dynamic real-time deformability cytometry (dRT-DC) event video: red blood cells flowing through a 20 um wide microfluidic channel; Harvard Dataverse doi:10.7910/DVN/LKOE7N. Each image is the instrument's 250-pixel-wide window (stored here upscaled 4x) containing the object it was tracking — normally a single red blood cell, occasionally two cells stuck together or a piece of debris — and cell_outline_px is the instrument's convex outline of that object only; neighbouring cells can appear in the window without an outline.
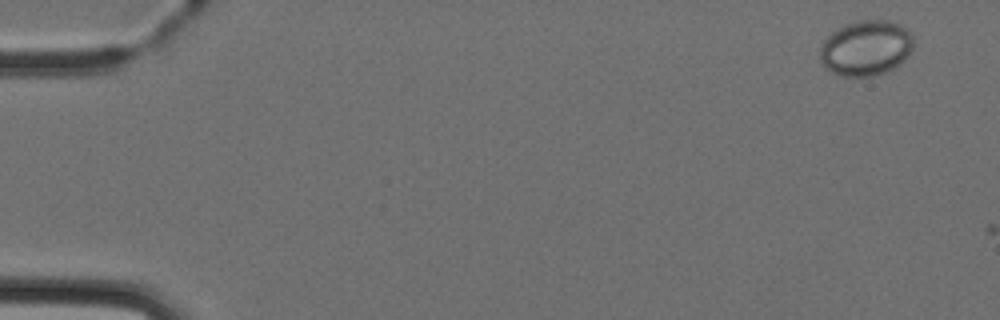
{"species": "Egyptian fruit bat (a non-hibernating species)", "species_latin": "Rousettus aegyptiacus", "temperature_condition": "cold", "stored_images_in_passage": 2, "camera_frame_rate_fps": 3000, "um_per_image_px": 0.085, "animal": {"sex": "female"}, "frame": {"image": 1, "passage_image": 1, "time_ms": 0.0, "image_size_px": [1000, 320], "cell_outline_px": [[912, 48], [904, 60], [892, 68], [884, 72], [872, 76], [844, 76], [832, 72], [824, 68], [820, 60], [820, 48], [824, 40], [832, 32], [848, 24], [860, 20], [888, 20], [900, 24], [912, 32]], "centroid_in_image_um": [73.6, 4.08], "position_along_channel_um": 11.4, "area_um2": 29.94}}